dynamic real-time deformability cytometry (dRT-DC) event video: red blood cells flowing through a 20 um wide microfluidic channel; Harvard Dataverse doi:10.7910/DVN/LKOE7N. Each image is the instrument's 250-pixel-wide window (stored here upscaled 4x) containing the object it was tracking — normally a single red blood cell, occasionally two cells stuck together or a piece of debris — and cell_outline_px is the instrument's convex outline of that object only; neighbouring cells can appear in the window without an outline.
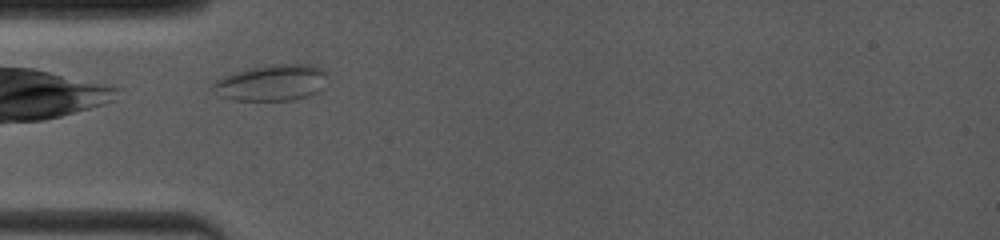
{"species": "common noctule bat (a hibernating species)", "species_latin": "Nyctalus noctula", "temperature_condition": "room temperature", "stored_images_in_passage": 33, "camera_frame_rate_fps": 4000, "um_per_image_px": 0.085, "animal": {"sex": "female", "body_mass_g": 19.0, "forearm_length_mm": 53.3}, "frame": {"image": 1, "passage_image": 1, "time_ms": 0.0, "image_size_px": [1000, 240], "cell_outline_px": [[324, 76], [320, 88], [316, 92], [308, 96], [292, 100], [232, 100], [220, 96], [212, 88], [212, 84], [216, 80], [232, 72], [272, 64], [312, 64], [320, 68], [324, 72]], "centroid_in_image_um": [23.02, 7.03], "position_along_channel_um": 62.0, "area_um2": 23.76}}
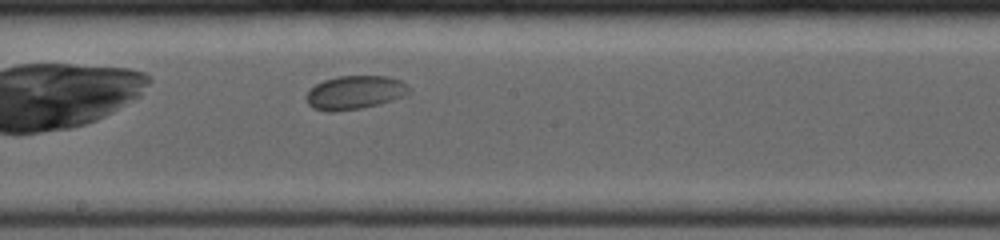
{"frame": {"image": 2, "passage_image": 14, "time_ms": 4.0, "image_size_px": [1000, 240], "cell_outline_px": [[412, 92], [404, 96], [380, 104], [360, 108], [336, 112], [324, 112], [312, 108], [308, 104], [304, 96], [316, 84], [324, 80], [336, 76], [388, 76], [400, 80], [408, 84], [412, 88]], "centroid_in_image_um": [30.18, 7.87], "position_along_channel_um": 218.0, "area_um2": 20.52}}
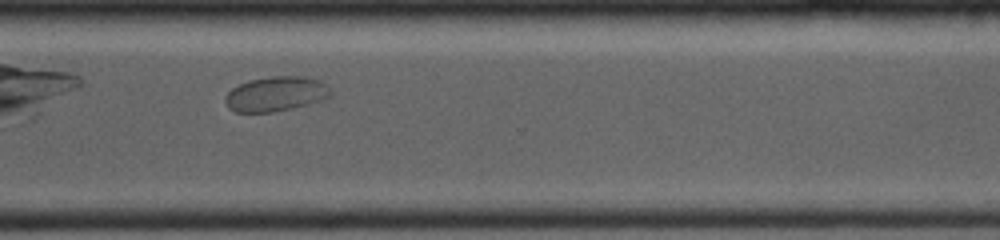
{"frame": {"image": 3, "passage_image": 25, "time_ms": 7.25, "image_size_px": [1000, 240], "cell_outline_px": [[332, 96], [308, 104], [292, 108], [272, 112], [236, 112], [228, 108], [224, 100], [224, 96], [232, 88], [248, 80], [272, 76], [304, 76], [320, 80], [332, 92]], "centroid_in_image_um": [23.43, 7.98], "position_along_channel_um": 347.2, "area_um2": 21.39}}